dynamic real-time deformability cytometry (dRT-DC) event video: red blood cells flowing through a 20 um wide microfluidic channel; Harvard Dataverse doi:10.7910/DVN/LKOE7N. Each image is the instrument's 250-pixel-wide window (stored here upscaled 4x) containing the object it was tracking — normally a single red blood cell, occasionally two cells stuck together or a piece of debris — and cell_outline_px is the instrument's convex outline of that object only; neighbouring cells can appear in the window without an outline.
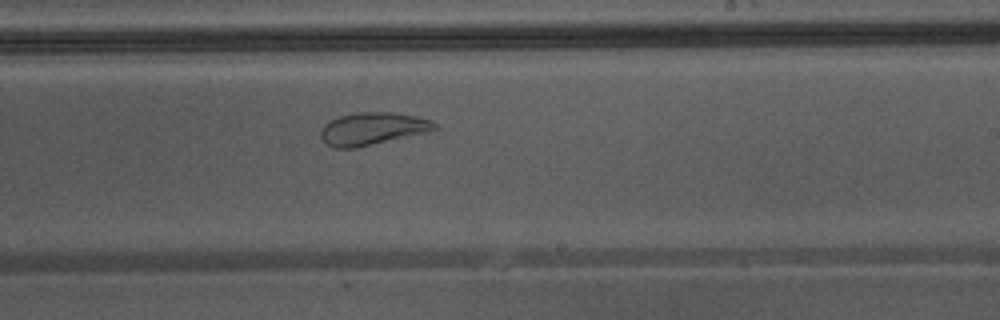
{"species": "Egyptian fruit bat (a non-hibernating species)", "species_latin": "Rousettus aegyptiacus", "temperature_condition": "warm", "stored_images_in_passage": 38, "camera_frame_rate_fps": 3000, "um_per_image_px": 0.085, "animal": {"sex": "male"}, "frame": {"image": 1, "passage_image": 20, "time_ms": 6.333, "image_size_px": [1000, 320], "cell_outline_px": [[440, 128], [428, 132], [356, 148], [332, 148], [320, 136], [320, 128], [328, 120], [340, 116], [356, 112], [396, 112], [416, 116], [432, 120]], "centroid_in_image_um": [31.67, 10.93], "position_along_channel_um": 257.3, "area_um2": 21.85}, "authors_computed_cell_mechanics": {"area_um2": 21.7906, "velocity_mm_per_s": 4.3266, "shape_relaxation_time_tau1_ms": null, "shape_relaxation_time_tau2_ms": 1.1256, "deformation_change_tau1": null, "deformation_change_tau2": 0.0824}}